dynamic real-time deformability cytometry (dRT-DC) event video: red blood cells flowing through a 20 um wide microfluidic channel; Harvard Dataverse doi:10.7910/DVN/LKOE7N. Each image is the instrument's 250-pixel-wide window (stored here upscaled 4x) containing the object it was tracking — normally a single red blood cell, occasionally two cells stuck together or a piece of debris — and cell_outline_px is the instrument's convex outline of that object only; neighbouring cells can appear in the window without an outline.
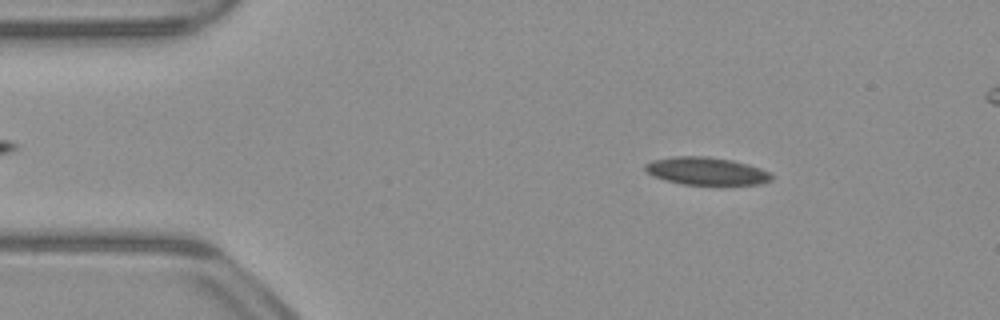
{"species": "common noctule bat (a hibernating species)", "species_latin": "Nyctalus noctula", "temperature_condition": "warm", "stored_images_in_passage": 53, "segment_of_instrument_passage": [1, 2], "camera_frame_rate_fps": 3000, "um_per_image_px": 0.085, "animal": {"sex": "male", "body_mass_g": 23.1, "forearm_length_mm": 52.7}, "frame": {"image": 1, "passage_image": 7, "time_ms": 2.0, "image_size_px": [1000, 320], "cell_outline_px": [[772, 180], [760, 184], [684, 184], [664, 180], [652, 176], [644, 168], [644, 164], [652, 160], [672, 156], [708, 156], [732, 160], [748, 164], [760, 168], [768, 172], [772, 176]], "centroid_in_image_um": [60.0, 14.53], "position_along_channel_um": 25.0, "area_um2": 20.35}}
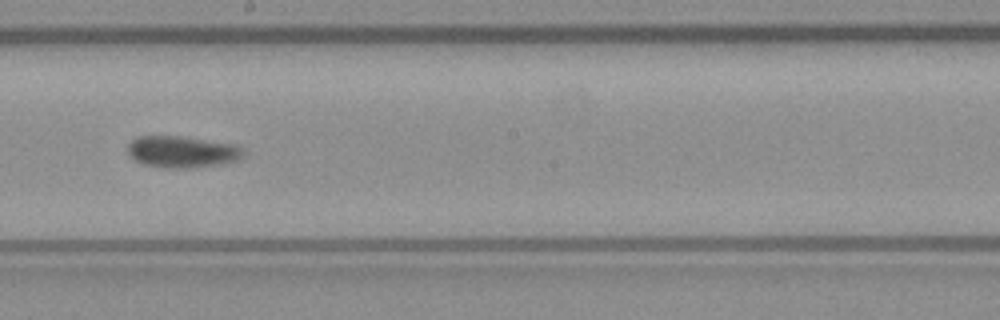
{"frame": {"image": 2, "passage_image": 28, "time_ms": 9.0, "image_size_px": [1000, 320], "cell_outline_px": [[244, 156], [240, 160], [224, 164], [184, 168], [164, 168], [144, 164], [128, 156], [128, 144], [136, 136], [184, 136], [236, 144], [244, 148]], "centroid_in_image_um": [15.52, 12.9], "position_along_channel_um": 232.7, "area_um2": 21.73}}
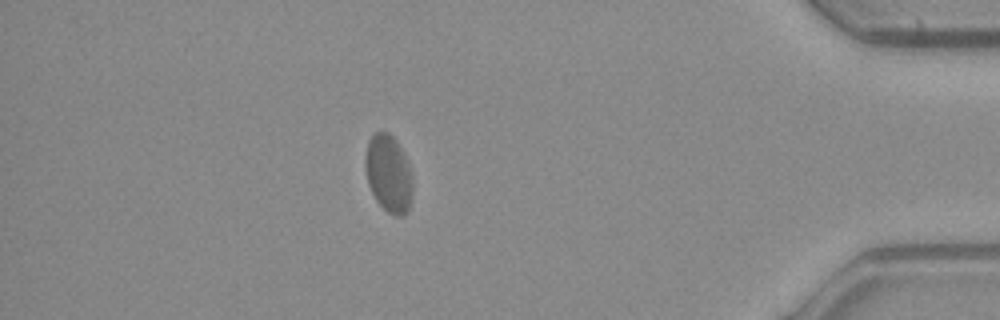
{"frame": {"image": 3, "passage_image": 45, "time_ms": 14.667, "image_size_px": [1000, 320], "cell_outline_px": [[412, 196], [408, 212], [400, 216], [396, 216], [388, 212], [376, 200], [368, 184], [364, 168], [364, 156], [368, 140], [376, 132], [388, 132], [396, 140], [412, 172]], "centroid_in_image_um": [33.01, 14.76], "position_along_channel_um": 402.2, "area_um2": 21.44}}